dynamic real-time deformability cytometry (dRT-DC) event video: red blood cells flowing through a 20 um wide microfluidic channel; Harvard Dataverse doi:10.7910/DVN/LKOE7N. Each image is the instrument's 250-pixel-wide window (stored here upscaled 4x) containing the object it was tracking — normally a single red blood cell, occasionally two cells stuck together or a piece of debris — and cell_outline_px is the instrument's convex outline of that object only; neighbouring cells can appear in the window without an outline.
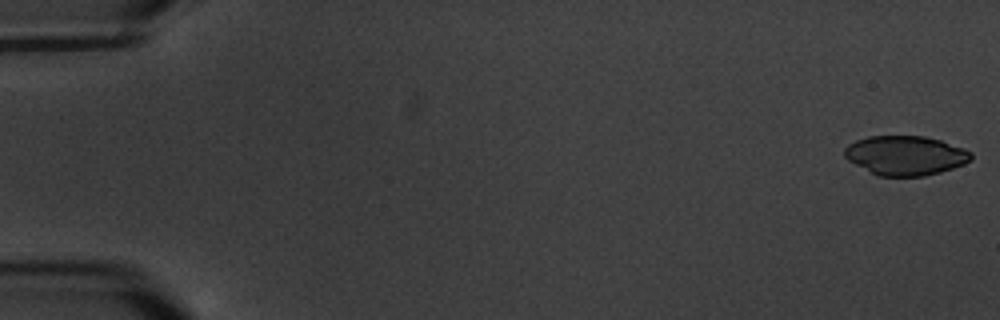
{"species": "common noctule bat (a hibernating species)", "species_latin": "Nyctalus noctula", "temperature_condition": "warm", "stored_images_in_passage": 6, "segment_of_instrument_passage": [1, 2], "camera_frame_rate_fps": 3000, "um_per_image_px": 0.085, "animal": {"sex": "male", "body_mass_g": 20.1, "forearm_length_mm": 53.5}, "frame": {"image": 1, "passage_image": 1, "time_ms": 0.0, "image_size_px": [1000, 320], "cell_outline_px": [[972, 160], [964, 164], [940, 172], [924, 176], [880, 176], [848, 160], [844, 156], [844, 148], [848, 144], [856, 140], [868, 136], [924, 136], [940, 140], [964, 148], [972, 152]], "centroid_in_image_um": [76.98, 13.2], "position_along_channel_um": 8.0, "area_um2": 28.96}}
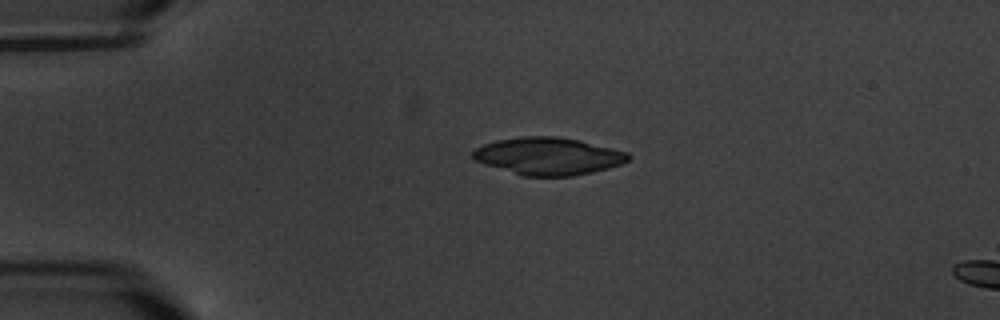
{"frame": {"image": 2, "passage_image": 4, "time_ms": 4.333, "image_size_px": [1000, 320], "cell_outline_px": [[632, 156], [628, 160], [620, 164], [608, 168], [592, 172], [572, 176], [524, 176], [484, 164], [476, 160], [472, 156], [472, 152], [476, 148], [484, 144], [496, 140], [520, 136], [556, 136], [580, 140], [628, 152]], "centroid_in_image_um": [46.61, 13.26], "position_along_channel_um": 38.4, "area_um2": 33.81}}